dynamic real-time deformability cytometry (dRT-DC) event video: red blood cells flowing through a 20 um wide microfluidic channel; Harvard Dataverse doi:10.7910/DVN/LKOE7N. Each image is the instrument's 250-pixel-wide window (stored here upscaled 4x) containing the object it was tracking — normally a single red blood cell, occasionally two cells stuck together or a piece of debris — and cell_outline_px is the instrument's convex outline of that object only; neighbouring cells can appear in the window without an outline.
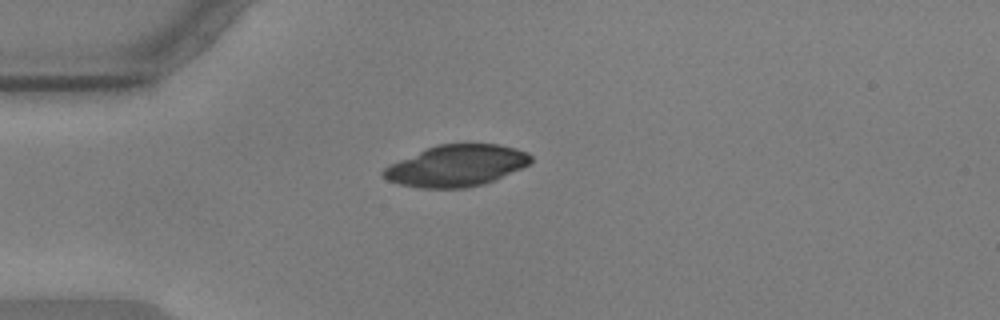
{"species": "common noctule bat (a hibernating species)", "species_latin": "Nyctalus noctula", "temperature_condition": "warm", "stored_images_in_passage": 25, "camera_frame_rate_fps": 3000, "um_per_image_px": 0.085, "animal": {"sex": "male", "body_mass_g": 17.9, "forearm_length_mm": 54.2}, "frame": {"image": 1, "passage_image": 1, "time_ms": 0.0, "image_size_px": [1000, 320], "cell_outline_px": [[532, 160], [528, 164], [520, 168], [484, 184], [468, 188], [420, 188], [400, 184], [388, 180], [380, 172], [388, 164], [436, 144], [500, 144], [516, 148], [528, 152], [532, 156]], "centroid_in_image_um": [38.77, 14.08], "position_along_channel_um": 46.2, "area_um2": 35.55}}